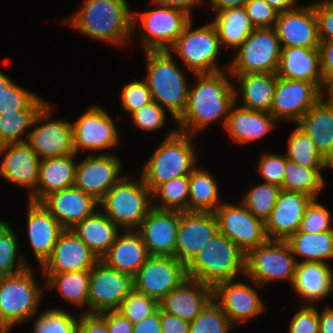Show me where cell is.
<instances>
[{"label":"cell","instance_id":"obj_59","mask_svg":"<svg viewBox=\"0 0 333 333\" xmlns=\"http://www.w3.org/2000/svg\"><path fill=\"white\" fill-rule=\"evenodd\" d=\"M76 333H109L105 321L98 314L80 313Z\"/></svg>","mask_w":333,"mask_h":333},{"label":"cell","instance_id":"obj_54","mask_svg":"<svg viewBox=\"0 0 333 333\" xmlns=\"http://www.w3.org/2000/svg\"><path fill=\"white\" fill-rule=\"evenodd\" d=\"M166 115V110L157 102L152 101L133 112L130 116L136 127H139L138 129L145 132H152L164 127L167 120Z\"/></svg>","mask_w":333,"mask_h":333},{"label":"cell","instance_id":"obj_15","mask_svg":"<svg viewBox=\"0 0 333 333\" xmlns=\"http://www.w3.org/2000/svg\"><path fill=\"white\" fill-rule=\"evenodd\" d=\"M133 290V278L102 260L90 270L88 289V314L117 310Z\"/></svg>","mask_w":333,"mask_h":333},{"label":"cell","instance_id":"obj_37","mask_svg":"<svg viewBox=\"0 0 333 333\" xmlns=\"http://www.w3.org/2000/svg\"><path fill=\"white\" fill-rule=\"evenodd\" d=\"M214 16L211 23L217 30L222 48L226 50L235 51L254 29L244 7L228 8Z\"/></svg>","mask_w":333,"mask_h":333},{"label":"cell","instance_id":"obj_69","mask_svg":"<svg viewBox=\"0 0 333 333\" xmlns=\"http://www.w3.org/2000/svg\"><path fill=\"white\" fill-rule=\"evenodd\" d=\"M9 224L4 221V220H0V233L8 226Z\"/></svg>","mask_w":333,"mask_h":333},{"label":"cell","instance_id":"obj_55","mask_svg":"<svg viewBox=\"0 0 333 333\" xmlns=\"http://www.w3.org/2000/svg\"><path fill=\"white\" fill-rule=\"evenodd\" d=\"M244 8L254 28L275 27L278 11L265 0H247Z\"/></svg>","mask_w":333,"mask_h":333},{"label":"cell","instance_id":"obj_36","mask_svg":"<svg viewBox=\"0 0 333 333\" xmlns=\"http://www.w3.org/2000/svg\"><path fill=\"white\" fill-rule=\"evenodd\" d=\"M71 229L99 260L106 255L117 235L121 232L120 228L109 217L97 210Z\"/></svg>","mask_w":333,"mask_h":333},{"label":"cell","instance_id":"obj_66","mask_svg":"<svg viewBox=\"0 0 333 333\" xmlns=\"http://www.w3.org/2000/svg\"><path fill=\"white\" fill-rule=\"evenodd\" d=\"M271 7L278 12H285L295 8L298 3L297 0H265Z\"/></svg>","mask_w":333,"mask_h":333},{"label":"cell","instance_id":"obj_10","mask_svg":"<svg viewBox=\"0 0 333 333\" xmlns=\"http://www.w3.org/2000/svg\"><path fill=\"white\" fill-rule=\"evenodd\" d=\"M281 49L275 27L254 28L234 51L228 70L230 74L276 73Z\"/></svg>","mask_w":333,"mask_h":333},{"label":"cell","instance_id":"obj_63","mask_svg":"<svg viewBox=\"0 0 333 333\" xmlns=\"http://www.w3.org/2000/svg\"><path fill=\"white\" fill-rule=\"evenodd\" d=\"M152 3L182 10L192 17V9L201 5L203 0H151Z\"/></svg>","mask_w":333,"mask_h":333},{"label":"cell","instance_id":"obj_21","mask_svg":"<svg viewBox=\"0 0 333 333\" xmlns=\"http://www.w3.org/2000/svg\"><path fill=\"white\" fill-rule=\"evenodd\" d=\"M218 232L215 213L180 212L174 257L187 266Z\"/></svg>","mask_w":333,"mask_h":333},{"label":"cell","instance_id":"obj_50","mask_svg":"<svg viewBox=\"0 0 333 333\" xmlns=\"http://www.w3.org/2000/svg\"><path fill=\"white\" fill-rule=\"evenodd\" d=\"M158 308L159 302L157 300L133 289L117 311L134 324L152 315Z\"/></svg>","mask_w":333,"mask_h":333},{"label":"cell","instance_id":"obj_38","mask_svg":"<svg viewBox=\"0 0 333 333\" xmlns=\"http://www.w3.org/2000/svg\"><path fill=\"white\" fill-rule=\"evenodd\" d=\"M189 175L188 212H212L223 203L218 180L208 170L198 168Z\"/></svg>","mask_w":333,"mask_h":333},{"label":"cell","instance_id":"obj_28","mask_svg":"<svg viewBox=\"0 0 333 333\" xmlns=\"http://www.w3.org/2000/svg\"><path fill=\"white\" fill-rule=\"evenodd\" d=\"M212 299L213 287L188 278L159 302V308L191 322Z\"/></svg>","mask_w":333,"mask_h":333},{"label":"cell","instance_id":"obj_62","mask_svg":"<svg viewBox=\"0 0 333 333\" xmlns=\"http://www.w3.org/2000/svg\"><path fill=\"white\" fill-rule=\"evenodd\" d=\"M133 333H162L160 308L152 315L133 324Z\"/></svg>","mask_w":333,"mask_h":333},{"label":"cell","instance_id":"obj_43","mask_svg":"<svg viewBox=\"0 0 333 333\" xmlns=\"http://www.w3.org/2000/svg\"><path fill=\"white\" fill-rule=\"evenodd\" d=\"M153 207L161 210L188 211L189 175L172 178L153 192ZM157 202H154V198ZM159 202V203H158Z\"/></svg>","mask_w":333,"mask_h":333},{"label":"cell","instance_id":"obj_68","mask_svg":"<svg viewBox=\"0 0 333 333\" xmlns=\"http://www.w3.org/2000/svg\"><path fill=\"white\" fill-rule=\"evenodd\" d=\"M13 80L0 71V94Z\"/></svg>","mask_w":333,"mask_h":333},{"label":"cell","instance_id":"obj_5","mask_svg":"<svg viewBox=\"0 0 333 333\" xmlns=\"http://www.w3.org/2000/svg\"><path fill=\"white\" fill-rule=\"evenodd\" d=\"M186 267L188 278L214 288L223 281L245 277L246 253L218 232Z\"/></svg>","mask_w":333,"mask_h":333},{"label":"cell","instance_id":"obj_19","mask_svg":"<svg viewBox=\"0 0 333 333\" xmlns=\"http://www.w3.org/2000/svg\"><path fill=\"white\" fill-rule=\"evenodd\" d=\"M321 98L315 83L278 77L270 113L277 121L296 124Z\"/></svg>","mask_w":333,"mask_h":333},{"label":"cell","instance_id":"obj_25","mask_svg":"<svg viewBox=\"0 0 333 333\" xmlns=\"http://www.w3.org/2000/svg\"><path fill=\"white\" fill-rule=\"evenodd\" d=\"M312 200L306 194L281 189L276 205L265 221L267 239L287 240L300 230L303 215Z\"/></svg>","mask_w":333,"mask_h":333},{"label":"cell","instance_id":"obj_30","mask_svg":"<svg viewBox=\"0 0 333 333\" xmlns=\"http://www.w3.org/2000/svg\"><path fill=\"white\" fill-rule=\"evenodd\" d=\"M306 305H316L333 293V269L324 262H298L291 284Z\"/></svg>","mask_w":333,"mask_h":333},{"label":"cell","instance_id":"obj_27","mask_svg":"<svg viewBox=\"0 0 333 333\" xmlns=\"http://www.w3.org/2000/svg\"><path fill=\"white\" fill-rule=\"evenodd\" d=\"M40 203L65 229L73 228L98 208V201L75 186L53 192Z\"/></svg>","mask_w":333,"mask_h":333},{"label":"cell","instance_id":"obj_47","mask_svg":"<svg viewBox=\"0 0 333 333\" xmlns=\"http://www.w3.org/2000/svg\"><path fill=\"white\" fill-rule=\"evenodd\" d=\"M17 238L10 225L0 233V276L14 275L31 266L19 255Z\"/></svg>","mask_w":333,"mask_h":333},{"label":"cell","instance_id":"obj_48","mask_svg":"<svg viewBox=\"0 0 333 333\" xmlns=\"http://www.w3.org/2000/svg\"><path fill=\"white\" fill-rule=\"evenodd\" d=\"M79 317L63 308L44 310L32 325L33 333H76Z\"/></svg>","mask_w":333,"mask_h":333},{"label":"cell","instance_id":"obj_41","mask_svg":"<svg viewBox=\"0 0 333 333\" xmlns=\"http://www.w3.org/2000/svg\"><path fill=\"white\" fill-rule=\"evenodd\" d=\"M328 168H307L290 159L286 161L283 190L300 192L312 199H318L325 187L322 171Z\"/></svg>","mask_w":333,"mask_h":333},{"label":"cell","instance_id":"obj_18","mask_svg":"<svg viewBox=\"0 0 333 333\" xmlns=\"http://www.w3.org/2000/svg\"><path fill=\"white\" fill-rule=\"evenodd\" d=\"M110 154H89L77 163L74 186L100 201L124 175L121 160Z\"/></svg>","mask_w":333,"mask_h":333},{"label":"cell","instance_id":"obj_4","mask_svg":"<svg viewBox=\"0 0 333 333\" xmlns=\"http://www.w3.org/2000/svg\"><path fill=\"white\" fill-rule=\"evenodd\" d=\"M146 76L143 78L153 101L163 107L175 122L184 113L189 93V80L184 74L186 68L178 67L169 51H145Z\"/></svg>","mask_w":333,"mask_h":333},{"label":"cell","instance_id":"obj_70","mask_svg":"<svg viewBox=\"0 0 333 333\" xmlns=\"http://www.w3.org/2000/svg\"><path fill=\"white\" fill-rule=\"evenodd\" d=\"M327 168H332L333 170V157L328 161Z\"/></svg>","mask_w":333,"mask_h":333},{"label":"cell","instance_id":"obj_39","mask_svg":"<svg viewBox=\"0 0 333 333\" xmlns=\"http://www.w3.org/2000/svg\"><path fill=\"white\" fill-rule=\"evenodd\" d=\"M286 242L297 262H326L333 259V230L306 233L298 230ZM302 258L299 261L298 257Z\"/></svg>","mask_w":333,"mask_h":333},{"label":"cell","instance_id":"obj_45","mask_svg":"<svg viewBox=\"0 0 333 333\" xmlns=\"http://www.w3.org/2000/svg\"><path fill=\"white\" fill-rule=\"evenodd\" d=\"M249 189L245 196L241 198V202L256 218L261 219L265 223L276 205L281 188L260 182L252 185Z\"/></svg>","mask_w":333,"mask_h":333},{"label":"cell","instance_id":"obj_1","mask_svg":"<svg viewBox=\"0 0 333 333\" xmlns=\"http://www.w3.org/2000/svg\"><path fill=\"white\" fill-rule=\"evenodd\" d=\"M230 76L228 69L212 74H194L196 82L193 86L190 84L186 109L176 121L179 131L195 135L219 119L225 127L235 103L234 83Z\"/></svg>","mask_w":333,"mask_h":333},{"label":"cell","instance_id":"obj_51","mask_svg":"<svg viewBox=\"0 0 333 333\" xmlns=\"http://www.w3.org/2000/svg\"><path fill=\"white\" fill-rule=\"evenodd\" d=\"M319 199H313L305 210L300 231L306 233H318L333 230L332 215L330 210L318 203Z\"/></svg>","mask_w":333,"mask_h":333},{"label":"cell","instance_id":"obj_26","mask_svg":"<svg viewBox=\"0 0 333 333\" xmlns=\"http://www.w3.org/2000/svg\"><path fill=\"white\" fill-rule=\"evenodd\" d=\"M27 205V237L34 258L41 267L51 256L65 228L41 203L28 200Z\"/></svg>","mask_w":333,"mask_h":333},{"label":"cell","instance_id":"obj_42","mask_svg":"<svg viewBox=\"0 0 333 333\" xmlns=\"http://www.w3.org/2000/svg\"><path fill=\"white\" fill-rule=\"evenodd\" d=\"M285 156L307 168H327V162L318 153L313 140L296 123L287 141Z\"/></svg>","mask_w":333,"mask_h":333},{"label":"cell","instance_id":"obj_57","mask_svg":"<svg viewBox=\"0 0 333 333\" xmlns=\"http://www.w3.org/2000/svg\"><path fill=\"white\" fill-rule=\"evenodd\" d=\"M317 19L318 36L321 41L333 40V4L329 0L312 3Z\"/></svg>","mask_w":333,"mask_h":333},{"label":"cell","instance_id":"obj_9","mask_svg":"<svg viewBox=\"0 0 333 333\" xmlns=\"http://www.w3.org/2000/svg\"><path fill=\"white\" fill-rule=\"evenodd\" d=\"M193 20L168 50L178 55L187 70L193 74H212L227 70L217 61L222 49L215 26L209 22L199 28H193Z\"/></svg>","mask_w":333,"mask_h":333},{"label":"cell","instance_id":"obj_24","mask_svg":"<svg viewBox=\"0 0 333 333\" xmlns=\"http://www.w3.org/2000/svg\"><path fill=\"white\" fill-rule=\"evenodd\" d=\"M98 261L96 255L72 229H65L40 270L41 273L86 271L91 270Z\"/></svg>","mask_w":333,"mask_h":333},{"label":"cell","instance_id":"obj_29","mask_svg":"<svg viewBox=\"0 0 333 333\" xmlns=\"http://www.w3.org/2000/svg\"><path fill=\"white\" fill-rule=\"evenodd\" d=\"M278 77L315 83L321 90L324 78L319 48L282 47Z\"/></svg>","mask_w":333,"mask_h":333},{"label":"cell","instance_id":"obj_56","mask_svg":"<svg viewBox=\"0 0 333 333\" xmlns=\"http://www.w3.org/2000/svg\"><path fill=\"white\" fill-rule=\"evenodd\" d=\"M289 333H319L318 309L316 305H300L289 325Z\"/></svg>","mask_w":333,"mask_h":333},{"label":"cell","instance_id":"obj_33","mask_svg":"<svg viewBox=\"0 0 333 333\" xmlns=\"http://www.w3.org/2000/svg\"><path fill=\"white\" fill-rule=\"evenodd\" d=\"M122 232L117 235L115 242L101 260L109 267L133 278L150 255L136 230Z\"/></svg>","mask_w":333,"mask_h":333},{"label":"cell","instance_id":"obj_44","mask_svg":"<svg viewBox=\"0 0 333 333\" xmlns=\"http://www.w3.org/2000/svg\"><path fill=\"white\" fill-rule=\"evenodd\" d=\"M39 112L40 110H19L0 114V145L26 142Z\"/></svg>","mask_w":333,"mask_h":333},{"label":"cell","instance_id":"obj_2","mask_svg":"<svg viewBox=\"0 0 333 333\" xmlns=\"http://www.w3.org/2000/svg\"><path fill=\"white\" fill-rule=\"evenodd\" d=\"M132 13L127 0H85L62 23L96 41L129 46L133 43Z\"/></svg>","mask_w":333,"mask_h":333},{"label":"cell","instance_id":"obj_52","mask_svg":"<svg viewBox=\"0 0 333 333\" xmlns=\"http://www.w3.org/2000/svg\"><path fill=\"white\" fill-rule=\"evenodd\" d=\"M257 171L261 176V180L279 188H282L287 157L285 154L280 155L276 153L266 152L259 158Z\"/></svg>","mask_w":333,"mask_h":333},{"label":"cell","instance_id":"obj_8","mask_svg":"<svg viewBox=\"0 0 333 333\" xmlns=\"http://www.w3.org/2000/svg\"><path fill=\"white\" fill-rule=\"evenodd\" d=\"M150 4L154 9L132 13V41L135 30H139L144 52L168 51L192 17L182 10Z\"/></svg>","mask_w":333,"mask_h":333},{"label":"cell","instance_id":"obj_12","mask_svg":"<svg viewBox=\"0 0 333 333\" xmlns=\"http://www.w3.org/2000/svg\"><path fill=\"white\" fill-rule=\"evenodd\" d=\"M52 106L47 103L36 115L26 141L40 159L76 154L72 122L62 118L52 120L56 108Z\"/></svg>","mask_w":333,"mask_h":333},{"label":"cell","instance_id":"obj_22","mask_svg":"<svg viewBox=\"0 0 333 333\" xmlns=\"http://www.w3.org/2000/svg\"><path fill=\"white\" fill-rule=\"evenodd\" d=\"M180 211L152 208L136 230L149 255L174 256Z\"/></svg>","mask_w":333,"mask_h":333},{"label":"cell","instance_id":"obj_31","mask_svg":"<svg viewBox=\"0 0 333 333\" xmlns=\"http://www.w3.org/2000/svg\"><path fill=\"white\" fill-rule=\"evenodd\" d=\"M277 122L271 113L246 109L234 103L224 129L232 141L244 145L266 137Z\"/></svg>","mask_w":333,"mask_h":333},{"label":"cell","instance_id":"obj_46","mask_svg":"<svg viewBox=\"0 0 333 333\" xmlns=\"http://www.w3.org/2000/svg\"><path fill=\"white\" fill-rule=\"evenodd\" d=\"M48 102L12 81L0 94V114L19 110H41Z\"/></svg>","mask_w":333,"mask_h":333},{"label":"cell","instance_id":"obj_20","mask_svg":"<svg viewBox=\"0 0 333 333\" xmlns=\"http://www.w3.org/2000/svg\"><path fill=\"white\" fill-rule=\"evenodd\" d=\"M0 177L15 185L29 189L28 200L35 202L39 178L40 158L27 142L0 145Z\"/></svg>","mask_w":333,"mask_h":333},{"label":"cell","instance_id":"obj_11","mask_svg":"<svg viewBox=\"0 0 333 333\" xmlns=\"http://www.w3.org/2000/svg\"><path fill=\"white\" fill-rule=\"evenodd\" d=\"M297 263L286 240L267 239L246 254L245 277L262 287L279 280L292 284Z\"/></svg>","mask_w":333,"mask_h":333},{"label":"cell","instance_id":"obj_65","mask_svg":"<svg viewBox=\"0 0 333 333\" xmlns=\"http://www.w3.org/2000/svg\"><path fill=\"white\" fill-rule=\"evenodd\" d=\"M247 0H209V6L213 12H219L228 8L244 7Z\"/></svg>","mask_w":333,"mask_h":333},{"label":"cell","instance_id":"obj_14","mask_svg":"<svg viewBox=\"0 0 333 333\" xmlns=\"http://www.w3.org/2000/svg\"><path fill=\"white\" fill-rule=\"evenodd\" d=\"M186 279L187 267L174 256H149L133 277V289L160 302Z\"/></svg>","mask_w":333,"mask_h":333},{"label":"cell","instance_id":"obj_58","mask_svg":"<svg viewBox=\"0 0 333 333\" xmlns=\"http://www.w3.org/2000/svg\"><path fill=\"white\" fill-rule=\"evenodd\" d=\"M98 315L105 321L109 333H133V323L117 310H108Z\"/></svg>","mask_w":333,"mask_h":333},{"label":"cell","instance_id":"obj_6","mask_svg":"<svg viewBox=\"0 0 333 333\" xmlns=\"http://www.w3.org/2000/svg\"><path fill=\"white\" fill-rule=\"evenodd\" d=\"M33 272L29 266L20 273L0 276V333L11 332L19 323H33L38 314L44 293Z\"/></svg>","mask_w":333,"mask_h":333},{"label":"cell","instance_id":"obj_3","mask_svg":"<svg viewBox=\"0 0 333 333\" xmlns=\"http://www.w3.org/2000/svg\"><path fill=\"white\" fill-rule=\"evenodd\" d=\"M166 135L144 162L139 174L152 192L172 178L190 175L197 167L195 137L177 128Z\"/></svg>","mask_w":333,"mask_h":333},{"label":"cell","instance_id":"obj_49","mask_svg":"<svg viewBox=\"0 0 333 333\" xmlns=\"http://www.w3.org/2000/svg\"><path fill=\"white\" fill-rule=\"evenodd\" d=\"M233 326L222 307L212 299L201 313L189 322V333H229Z\"/></svg>","mask_w":333,"mask_h":333},{"label":"cell","instance_id":"obj_40","mask_svg":"<svg viewBox=\"0 0 333 333\" xmlns=\"http://www.w3.org/2000/svg\"><path fill=\"white\" fill-rule=\"evenodd\" d=\"M46 278L45 286L47 289L56 287L59 295L66 302L84 308L81 313L88 314V289L90 270L72 271L62 273H42ZM87 307V308H86Z\"/></svg>","mask_w":333,"mask_h":333},{"label":"cell","instance_id":"obj_13","mask_svg":"<svg viewBox=\"0 0 333 333\" xmlns=\"http://www.w3.org/2000/svg\"><path fill=\"white\" fill-rule=\"evenodd\" d=\"M73 126V147L78 155L80 150L100 154H110L109 151L118 146L120 141L119 130L111 115L101 106L93 104L79 116ZM90 151V152H89Z\"/></svg>","mask_w":333,"mask_h":333},{"label":"cell","instance_id":"obj_23","mask_svg":"<svg viewBox=\"0 0 333 333\" xmlns=\"http://www.w3.org/2000/svg\"><path fill=\"white\" fill-rule=\"evenodd\" d=\"M275 29L281 47H320L317 19L312 3L278 12Z\"/></svg>","mask_w":333,"mask_h":333},{"label":"cell","instance_id":"obj_61","mask_svg":"<svg viewBox=\"0 0 333 333\" xmlns=\"http://www.w3.org/2000/svg\"><path fill=\"white\" fill-rule=\"evenodd\" d=\"M321 71L324 81L333 75V40L320 42Z\"/></svg>","mask_w":333,"mask_h":333},{"label":"cell","instance_id":"obj_64","mask_svg":"<svg viewBox=\"0 0 333 333\" xmlns=\"http://www.w3.org/2000/svg\"><path fill=\"white\" fill-rule=\"evenodd\" d=\"M319 333H333V306L326 305L318 311Z\"/></svg>","mask_w":333,"mask_h":333},{"label":"cell","instance_id":"obj_35","mask_svg":"<svg viewBox=\"0 0 333 333\" xmlns=\"http://www.w3.org/2000/svg\"><path fill=\"white\" fill-rule=\"evenodd\" d=\"M297 124L313 140L318 153L328 163L333 157V105L321 98Z\"/></svg>","mask_w":333,"mask_h":333},{"label":"cell","instance_id":"obj_60","mask_svg":"<svg viewBox=\"0 0 333 333\" xmlns=\"http://www.w3.org/2000/svg\"><path fill=\"white\" fill-rule=\"evenodd\" d=\"M162 333H189V322L160 309Z\"/></svg>","mask_w":333,"mask_h":333},{"label":"cell","instance_id":"obj_34","mask_svg":"<svg viewBox=\"0 0 333 333\" xmlns=\"http://www.w3.org/2000/svg\"><path fill=\"white\" fill-rule=\"evenodd\" d=\"M75 157L77 154L40 160L35 202L40 203L47 195L74 186L77 166Z\"/></svg>","mask_w":333,"mask_h":333},{"label":"cell","instance_id":"obj_53","mask_svg":"<svg viewBox=\"0 0 333 333\" xmlns=\"http://www.w3.org/2000/svg\"><path fill=\"white\" fill-rule=\"evenodd\" d=\"M153 101L151 91L144 79L133 80L122 88L121 103L130 115Z\"/></svg>","mask_w":333,"mask_h":333},{"label":"cell","instance_id":"obj_16","mask_svg":"<svg viewBox=\"0 0 333 333\" xmlns=\"http://www.w3.org/2000/svg\"><path fill=\"white\" fill-rule=\"evenodd\" d=\"M222 203L214 212L219 232L233 241L244 253L258 247L267 240L265 223L256 218L246 206Z\"/></svg>","mask_w":333,"mask_h":333},{"label":"cell","instance_id":"obj_32","mask_svg":"<svg viewBox=\"0 0 333 333\" xmlns=\"http://www.w3.org/2000/svg\"><path fill=\"white\" fill-rule=\"evenodd\" d=\"M231 75L238 80V85H233L236 104L242 98L241 107L270 113L278 78L276 73Z\"/></svg>","mask_w":333,"mask_h":333},{"label":"cell","instance_id":"obj_67","mask_svg":"<svg viewBox=\"0 0 333 333\" xmlns=\"http://www.w3.org/2000/svg\"><path fill=\"white\" fill-rule=\"evenodd\" d=\"M326 94V95H324ZM322 99L333 105V75L324 81L322 88Z\"/></svg>","mask_w":333,"mask_h":333},{"label":"cell","instance_id":"obj_7","mask_svg":"<svg viewBox=\"0 0 333 333\" xmlns=\"http://www.w3.org/2000/svg\"><path fill=\"white\" fill-rule=\"evenodd\" d=\"M126 176L114 184L98 202L101 211L122 231L137 230L153 208L152 191L141 176L138 179Z\"/></svg>","mask_w":333,"mask_h":333},{"label":"cell","instance_id":"obj_17","mask_svg":"<svg viewBox=\"0 0 333 333\" xmlns=\"http://www.w3.org/2000/svg\"><path fill=\"white\" fill-rule=\"evenodd\" d=\"M248 282L223 281L213 288V299L222 307L234 326L258 317L266 309L265 302L257 292L262 286L251 279Z\"/></svg>","mask_w":333,"mask_h":333}]
</instances>
